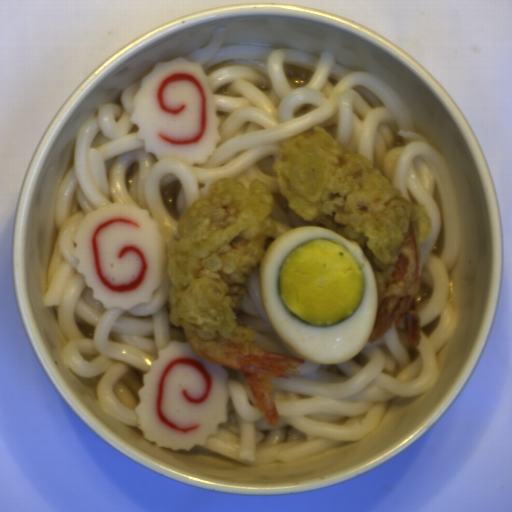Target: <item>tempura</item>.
Masks as SVG:
<instances>
[{"mask_svg": "<svg viewBox=\"0 0 512 512\" xmlns=\"http://www.w3.org/2000/svg\"><path fill=\"white\" fill-rule=\"evenodd\" d=\"M276 199L259 178L242 182L222 178L203 184L202 197L181 214L167 243L166 294L169 319L180 328L193 353L202 360L241 372L267 425L280 415L270 395L272 379L301 374L306 360L267 352L255 344V333L235 323L248 294L250 271L263 262L267 238L279 231L268 216Z\"/></svg>", "mask_w": 512, "mask_h": 512, "instance_id": "8679c707", "label": "tempura"}, {"mask_svg": "<svg viewBox=\"0 0 512 512\" xmlns=\"http://www.w3.org/2000/svg\"><path fill=\"white\" fill-rule=\"evenodd\" d=\"M276 148L271 170L279 192L308 226L330 229L358 244L370 264L377 286L375 323L367 342L396 325L408 360L416 361L421 341L420 250L433 229L425 205L403 199V192L360 154H345L343 142L326 130L285 138Z\"/></svg>", "mask_w": 512, "mask_h": 512, "instance_id": "d4f62c59", "label": "tempura"}]
</instances>
